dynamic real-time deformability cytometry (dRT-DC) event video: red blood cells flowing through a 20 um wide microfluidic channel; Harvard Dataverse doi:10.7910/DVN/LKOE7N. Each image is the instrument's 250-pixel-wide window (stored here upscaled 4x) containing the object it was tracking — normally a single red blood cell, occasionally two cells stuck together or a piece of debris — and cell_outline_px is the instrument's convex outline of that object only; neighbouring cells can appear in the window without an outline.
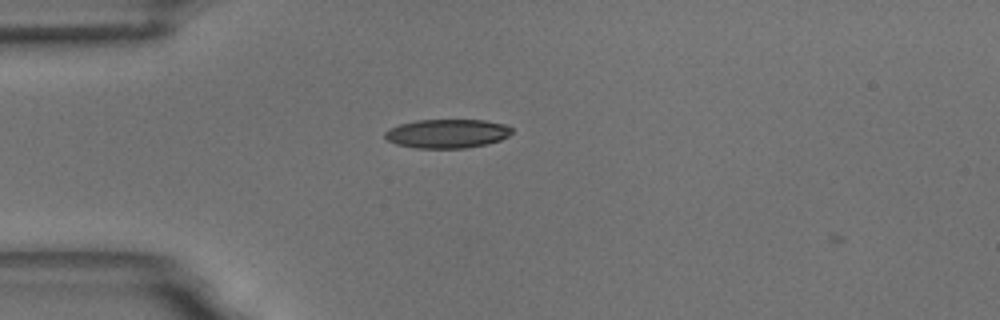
{"species": "common noctule bat (a hibernating species)", "species_latin": "Nyctalus noctula", "temperature_condition": "room temperature", "stored_images_in_passage": 4, "camera_frame_rate_fps": 3000, "um_per_image_px": 0.085, "animal": {"sex": "male", "body_mass_g": 18.8}, "frame": {"image": 1, "passage_image": 3, "time_ms": 0.667, "image_size_px": [1000, 320], "cell_outline_px": [[512, 132], [508, 136], [500, 140], [488, 144], [464, 148], [416, 148], [396, 144], [388, 140], [384, 136], [384, 132], [388, 128], [400, 124], [416, 120], [484, 120], [504, 124], [512, 128]], "centroid_in_image_um": [38.0, 11.35], "position_along_channel_um": 47.0, "area_um2": 21.44}}